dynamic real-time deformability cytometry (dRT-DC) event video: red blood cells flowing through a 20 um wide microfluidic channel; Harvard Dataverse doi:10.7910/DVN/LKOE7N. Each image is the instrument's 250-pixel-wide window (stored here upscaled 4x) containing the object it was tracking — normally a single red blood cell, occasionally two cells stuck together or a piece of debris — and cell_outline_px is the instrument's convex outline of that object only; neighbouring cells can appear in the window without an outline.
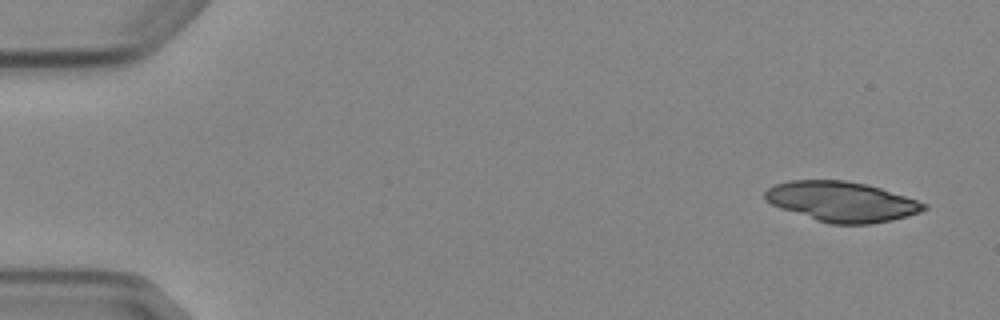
{"species": "Egyptian fruit bat (a non-hibernating species)", "species_latin": "Rousettus aegyptiacus", "temperature_condition": "cold", "stored_images_in_passage": 10, "camera_frame_rate_fps": 3000, "um_per_image_px": 0.085, "animal": {"sex": "female"}, "frame": {"image": 1, "passage_image": 1, "time_ms": 0.0, "image_size_px": [1000, 320], "cell_outline_px": [[928, 208], [920, 212], [908, 216], [892, 220], [868, 224], [828, 224], [780, 208], [764, 200], [764, 192], [768, 188], [776, 184], [792, 180], [844, 180], [864, 184], [880, 188], [928, 204]], "centroid_in_image_um": [71.53, 17.14], "position_along_channel_um": 13.5, "area_um2": 36.93}}